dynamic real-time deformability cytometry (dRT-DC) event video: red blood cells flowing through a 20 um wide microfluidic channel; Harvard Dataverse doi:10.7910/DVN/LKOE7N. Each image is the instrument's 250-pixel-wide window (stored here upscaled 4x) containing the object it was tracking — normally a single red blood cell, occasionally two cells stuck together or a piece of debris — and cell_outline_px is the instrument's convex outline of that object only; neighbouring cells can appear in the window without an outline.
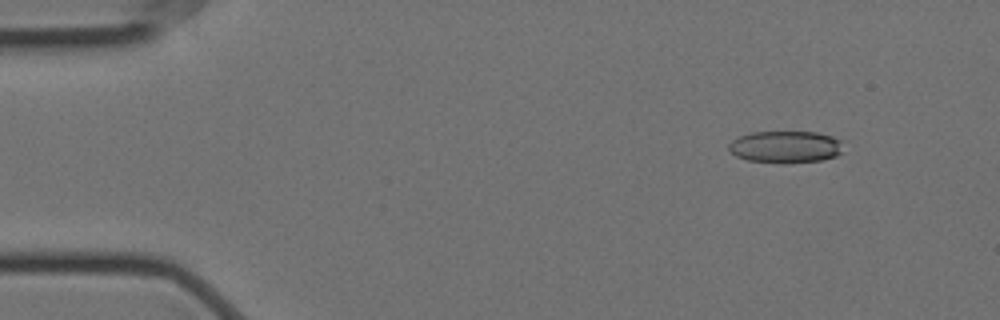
{"species": "Egyptian fruit bat (a non-hibernating species)", "species_latin": "Rousettus aegyptiacus", "temperature_condition": "cold", "stored_images_in_passage": 6, "camera_frame_rate_fps": 3000, "um_per_image_px": 0.085, "animal": {"sex": "female"}, "frame": {"image": 1, "passage_image": 2, "time_ms": 0.333, "image_size_px": [1000, 320], "cell_outline_px": [[848, 140], [844, 152], [836, 156], [820, 160], [784, 164], [780, 164], [748, 160], [736, 156], [728, 148], [728, 144], [732, 140], [740, 136], [752, 132], [816, 132]], "centroid_in_image_um": [66.88, 12.49], "position_along_channel_um": 18.1, "area_um2": 22.02}}